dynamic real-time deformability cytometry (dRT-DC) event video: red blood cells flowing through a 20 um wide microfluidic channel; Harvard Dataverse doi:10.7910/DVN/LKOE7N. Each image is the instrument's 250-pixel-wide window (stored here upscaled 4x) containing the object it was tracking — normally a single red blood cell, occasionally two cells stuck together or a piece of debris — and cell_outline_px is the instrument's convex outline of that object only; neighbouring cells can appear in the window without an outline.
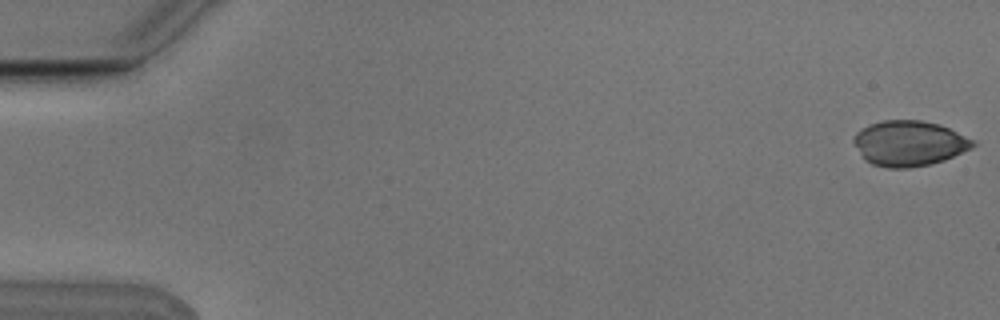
{"species": "Egyptian fruit bat (a non-hibernating species)", "species_latin": "Rousettus aegyptiacus", "temperature_condition": "cold", "stored_images_in_passage": 8, "camera_frame_rate_fps": 3000, "um_per_image_px": 0.085, "animal": {"sex": "male"}, "frame": {"image": 1, "passage_image": 1, "time_ms": 0.0, "image_size_px": [1000, 320], "cell_outline_px": [[976, 144], [972, 148], [944, 160], [932, 164], [908, 168], [888, 168], [872, 164], [864, 160], [852, 140], [852, 136], [856, 132], [872, 124], [884, 120], [920, 120], [940, 124], [976, 140]], "centroid_in_image_um": [77.29, 12.19], "position_along_channel_um": 7.7, "area_um2": 31.62}}
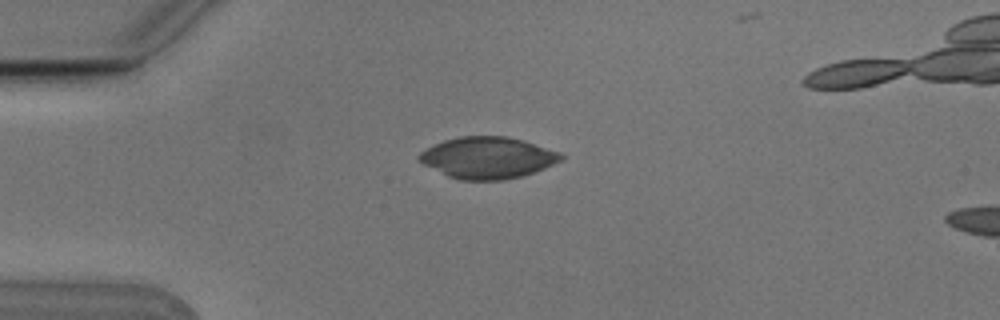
{"frame": {"image": 2, "passage_image": 4, "time_ms": 1.0, "image_size_px": [1000, 320], "cell_outline_px": [[564, 156], [560, 160], [544, 168], [524, 176], [504, 180], [460, 180], [448, 176], [416, 160], [416, 156], [420, 152], [444, 140], [460, 136], [504, 136], [524, 140], [560, 152]], "centroid_in_image_um": [41.44, 13.41], "position_along_channel_um": 43.6, "area_um2": 34.28}}